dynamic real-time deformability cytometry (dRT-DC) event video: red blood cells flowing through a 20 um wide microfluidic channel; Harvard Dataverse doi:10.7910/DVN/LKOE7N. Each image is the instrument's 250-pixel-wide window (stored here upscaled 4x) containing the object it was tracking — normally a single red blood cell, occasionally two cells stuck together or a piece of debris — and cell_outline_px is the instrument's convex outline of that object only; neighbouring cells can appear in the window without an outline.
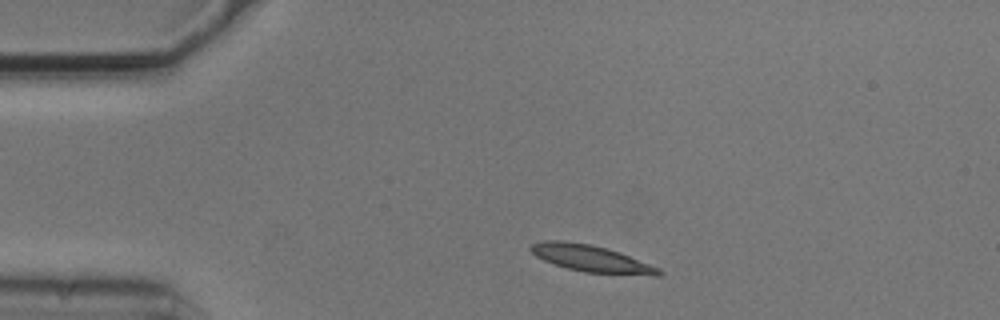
{"species": "common noctule bat (a hibernating species)", "species_latin": "Nyctalus noctula", "temperature_condition": "cold", "stored_images_in_passage": 2, "camera_frame_rate_fps": 3000, "um_per_image_px": 0.085, "animal": {"sex": "male", "body_mass_g": 20.5, "forearm_length_mm": 52.5}, "frame": {"image": 1, "passage_image": 1, "time_ms": 0.0, "image_size_px": [1000, 320], "cell_outline_px": [[664, 272], [660, 276], [656, 276], [584, 272], [568, 268], [544, 260], [536, 256], [528, 248], [532, 244], [544, 240], [564, 240], [588, 244], [620, 252], [660, 268]], "centroid_in_image_um": [50.29, 21.98], "position_along_channel_um": 34.7, "area_um2": 19.88}}